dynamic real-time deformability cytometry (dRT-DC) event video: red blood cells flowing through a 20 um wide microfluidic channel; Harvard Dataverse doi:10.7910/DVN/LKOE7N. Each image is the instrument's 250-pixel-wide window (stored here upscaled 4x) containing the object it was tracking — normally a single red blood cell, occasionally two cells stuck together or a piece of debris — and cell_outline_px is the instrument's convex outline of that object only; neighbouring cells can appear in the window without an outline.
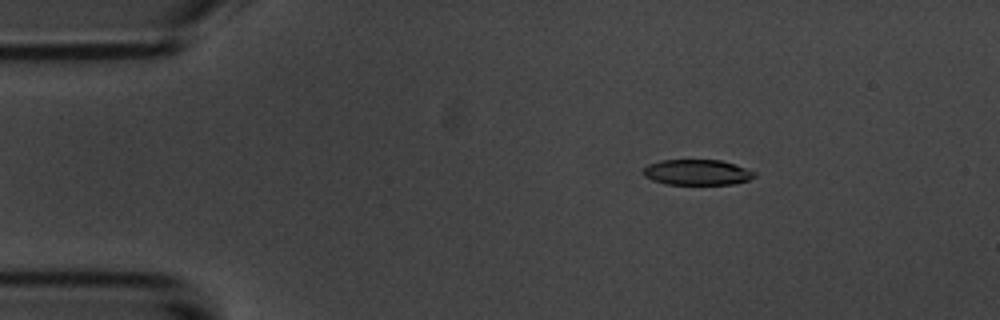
{"species": "common noctule bat (a hibernating species)", "species_latin": "Nyctalus noctula", "temperature_condition": "room temperature", "stored_images_in_passage": 54, "camera_frame_rate_fps": 3000, "um_per_image_px": 0.085, "animal": {"sex": "male", "body_mass_g": 20.1, "forearm_length_mm": 53.5}, "frame": {"image": 1, "passage_image": 9, "time_ms": 2.667, "image_size_px": [1000, 320], "cell_outline_px": [[756, 176], [748, 180], [732, 184], [668, 184], [652, 180], [644, 176], [644, 168], [648, 164], [660, 160], [720, 160], [736, 164], [756, 172]], "centroid_in_image_um": [59.27, 14.64], "position_along_channel_um": 25.7, "area_um2": 16.53}}
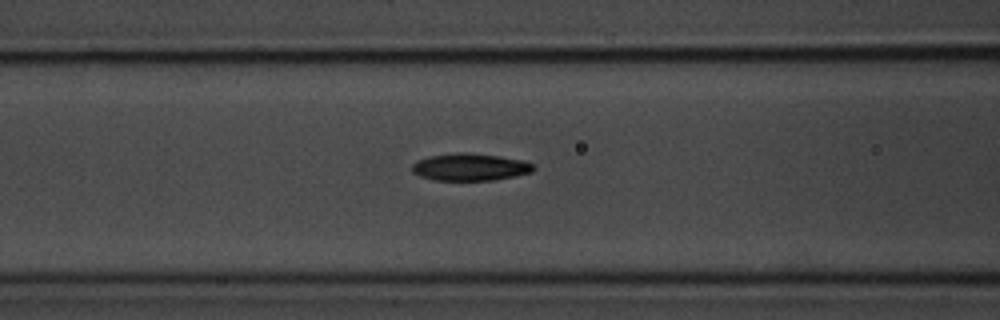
{"frame": {"image": 2, "passage_image": 22, "time_ms": 7.0, "image_size_px": [1000, 320], "cell_outline_px": [[536, 168], [532, 172], [516, 176], [496, 180], [432, 180], [420, 176], [412, 172], [412, 164], [416, 160], [428, 156], [456, 152], [464, 152], [496, 156], [524, 160], [532, 164]], "centroid_in_image_um": [39.94, 14.2], "position_along_channel_um": 126.7, "area_um2": 19.42}}
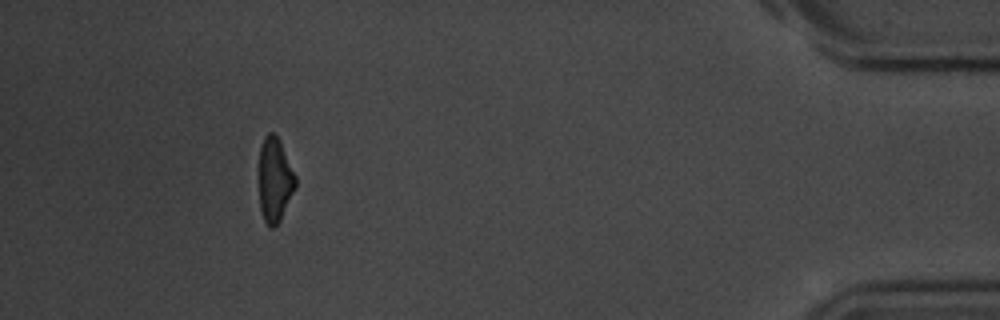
{"frame": {"image": 3, "passage_image": 50, "time_ms": 16.333, "image_size_px": [1000, 320], "cell_outline_px": [[296, 188], [280, 220], [272, 228], [268, 228], [264, 220], [260, 208], [260, 148], [264, 136], [268, 132], [272, 132], [280, 140], [296, 176]], "centroid_in_image_um": [23.37, 15.29], "position_along_channel_um": 411.8, "area_um2": 17.86}, "authors_computed_cell_mechanics": {"area_um2": 18.9006, "velocity_mm_per_s": 3.7145, "shape_relaxation_time_tau1_ms": 2.8985, "shape_relaxation_time_tau2_ms": null, "deformation_change_tau1": 0.1304, "deformation_change_tau2": null}}